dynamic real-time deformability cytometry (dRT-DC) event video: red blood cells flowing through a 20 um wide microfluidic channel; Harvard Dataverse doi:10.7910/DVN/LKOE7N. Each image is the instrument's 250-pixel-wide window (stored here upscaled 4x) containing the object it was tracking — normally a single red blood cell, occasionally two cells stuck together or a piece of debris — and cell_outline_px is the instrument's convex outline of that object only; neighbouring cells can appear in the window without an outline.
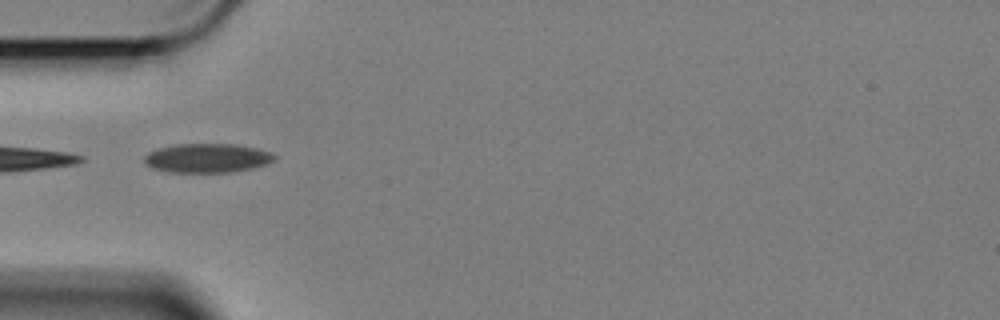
{"species": "Egyptian fruit bat (a non-hibernating species)", "species_latin": "Rousettus aegyptiacus", "temperature_condition": "cold", "stored_images_in_passage": 9, "camera_frame_rate_fps": 3000, "um_per_image_px": 0.085, "animal": {"sex": "female"}, "frame": {"image": 1, "passage_image": 1, "time_ms": 0.0, "image_size_px": [1000, 320], "cell_outline_px": [[276, 160], [268, 164], [252, 168], [228, 172], [168, 172], [152, 168], [144, 164], [144, 156], [148, 152], [160, 148], [176, 144], [236, 144], [256, 148], [268, 152], [276, 156]], "centroid_in_image_um": [17.6, 13.44], "position_along_channel_um": 67.4, "area_um2": 22.08}}
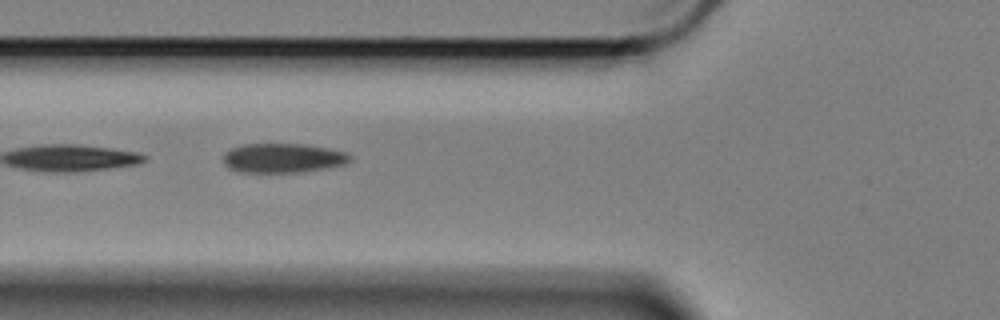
{"frame": {"image": 2, "passage_image": 4, "time_ms": 1.0, "image_size_px": [1000, 320], "cell_outline_px": [[352, 160], [344, 164], [324, 168], [300, 172], [236, 172], [228, 168], [224, 164], [224, 152], [240, 144], [308, 144], [348, 152], [352, 156]], "centroid_in_image_um": [24.04, 13.42], "position_along_channel_um": 101.8, "area_um2": 21.91}}